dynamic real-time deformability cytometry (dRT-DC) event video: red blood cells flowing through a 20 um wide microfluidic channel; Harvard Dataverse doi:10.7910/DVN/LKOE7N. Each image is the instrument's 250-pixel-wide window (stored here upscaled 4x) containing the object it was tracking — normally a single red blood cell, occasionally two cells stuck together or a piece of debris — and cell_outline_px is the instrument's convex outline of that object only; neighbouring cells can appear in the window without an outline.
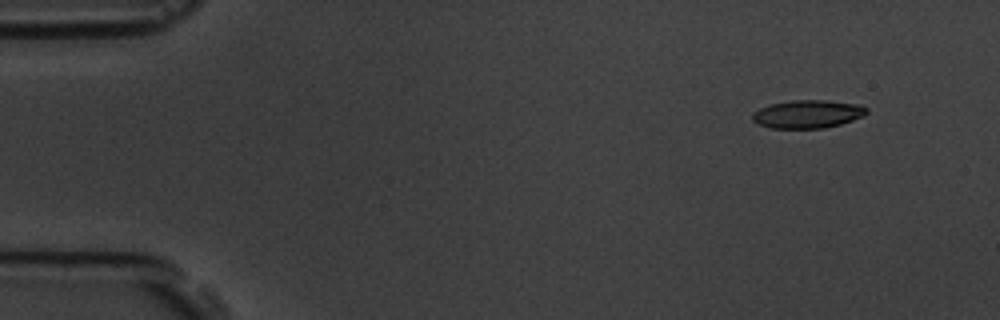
{"species": "common noctule bat (a hibernating species)", "species_latin": "Nyctalus noctula", "temperature_condition": "room temperature", "stored_images_in_passage": 4, "camera_frame_rate_fps": 3000, "um_per_image_px": 0.085, "animal": {"sex": "male", "body_mass_g": 19.5, "forearm_length_mm": 54.6}, "frame": {"image": 1, "passage_image": 1, "time_ms": 0.0, "image_size_px": [1000, 320], "cell_outline_px": [[868, 112], [864, 116], [840, 124], [824, 128], [772, 128], [756, 124], [752, 120], [752, 112], [760, 108], [772, 104], [792, 100], [828, 100], [860, 104], [868, 108]], "centroid_in_image_um": [68.66, 9.69], "position_along_channel_um": 16.3, "area_um2": 18.84}}